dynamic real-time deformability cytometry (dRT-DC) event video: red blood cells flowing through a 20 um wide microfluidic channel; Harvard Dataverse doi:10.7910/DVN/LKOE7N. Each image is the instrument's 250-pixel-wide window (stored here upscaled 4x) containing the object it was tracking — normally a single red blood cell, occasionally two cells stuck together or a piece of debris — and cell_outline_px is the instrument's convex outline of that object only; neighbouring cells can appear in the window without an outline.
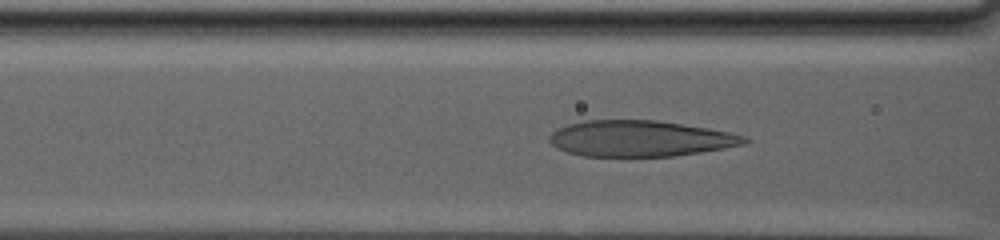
{"species": "human", "species_latin": "Homo sapiens", "temperature_condition": "warm", "stored_images_in_passage": 58, "camera_frame_rate_fps": 3000, "um_per_image_px": 0.085, "donor": {"sex": "male"}, "frame": {"image": 1, "passage_image": 21, "time_ms": 6.667, "image_size_px": [1000, 240], "cell_outline_px": [[748, 140], [744, 144], [724, 148], [676, 156], [584, 156], [568, 152], [556, 148], [548, 140], [548, 136], [552, 132], [568, 124], [584, 120], [656, 120], [708, 128], [732, 132], [744, 136]], "centroid_in_image_um": [54.39, 11.77], "position_along_channel_um": 112.2, "area_um2": 40.81}}
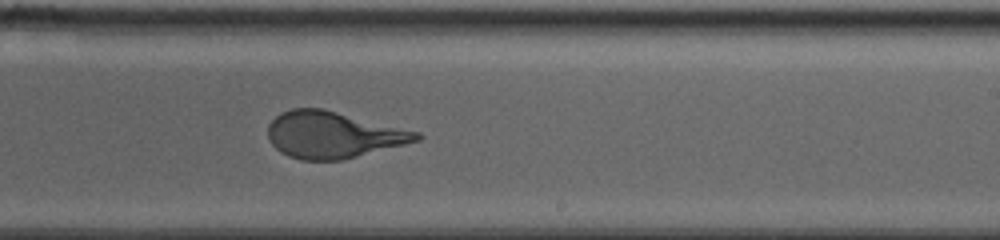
{"frame": {"image": 2, "passage_image": 38, "time_ms": 12.333, "image_size_px": [1000, 240], "cell_outline_px": [[424, 136], [420, 140], [340, 160], [300, 160], [288, 156], [280, 152], [268, 140], [268, 124], [280, 112], [292, 108], [324, 108], [420, 132]], "centroid_in_image_um": [28.28, 11.44], "position_along_channel_um": 260.7, "area_um2": 40.34}}
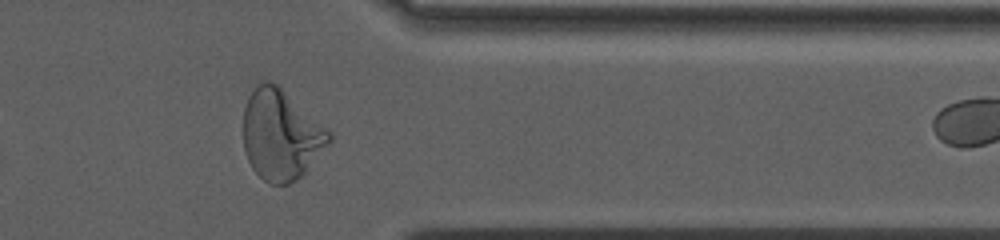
{"frame": {"image": 3, "passage_image": 53, "time_ms": 17.333, "image_size_px": [1000, 240], "cell_outline_px": [[332, 140], [304, 172], [296, 180], [288, 184], [268, 184], [252, 168], [248, 160], [244, 148], [244, 108], [248, 96], [256, 84], [260, 80], [268, 80], [276, 84], [328, 128], [332, 132]], "centroid_in_image_um": [23.87, 11.44], "position_along_channel_um": 387.5, "area_um2": 44.91}}